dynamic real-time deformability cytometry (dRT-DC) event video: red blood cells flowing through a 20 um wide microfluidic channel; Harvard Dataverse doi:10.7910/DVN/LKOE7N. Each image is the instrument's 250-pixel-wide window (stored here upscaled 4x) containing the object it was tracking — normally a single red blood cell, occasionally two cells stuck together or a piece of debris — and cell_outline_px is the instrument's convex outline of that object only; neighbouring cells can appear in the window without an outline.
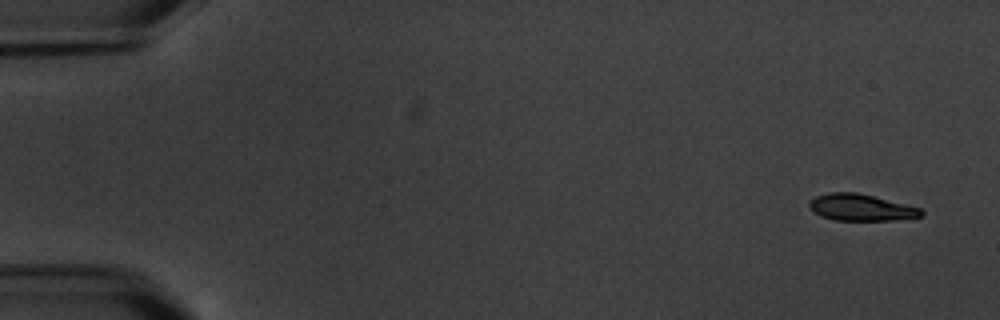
{"species": "common noctule bat (a hibernating species)", "species_latin": "Nyctalus noctula", "temperature_condition": "warm", "stored_images_in_passage": 5, "camera_frame_rate_fps": 3000, "um_per_image_px": 0.085, "animal": {"sex": "male", "body_mass_g": 20.1, "forearm_length_mm": 53.5}, "frame": {"image": 1, "passage_image": 1, "time_ms": 0.0, "image_size_px": [1000, 320], "cell_outline_px": [[924, 216], [892, 220], [836, 220], [820, 216], [812, 212], [808, 208], [808, 204], [816, 196], [828, 192], [856, 192], [920, 208], [924, 212]], "centroid_in_image_um": [73.14, 17.64], "position_along_channel_um": 11.9, "area_um2": 17.28}}
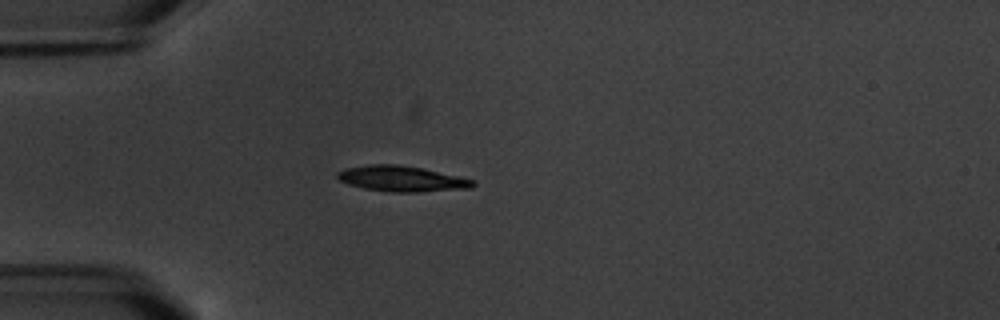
{"frame": {"image": 2, "passage_image": 5, "time_ms": 4.667, "image_size_px": [1000, 320], "cell_outline_px": [[476, 184], [472, 188], [420, 192], [392, 192], [364, 188], [348, 184], [340, 180], [336, 176], [336, 172], [344, 168], [372, 164], [396, 164], [424, 168], [472, 180]], "centroid_in_image_um": [34.12, 15.19], "position_along_channel_um": 50.9, "area_um2": 20.17}}